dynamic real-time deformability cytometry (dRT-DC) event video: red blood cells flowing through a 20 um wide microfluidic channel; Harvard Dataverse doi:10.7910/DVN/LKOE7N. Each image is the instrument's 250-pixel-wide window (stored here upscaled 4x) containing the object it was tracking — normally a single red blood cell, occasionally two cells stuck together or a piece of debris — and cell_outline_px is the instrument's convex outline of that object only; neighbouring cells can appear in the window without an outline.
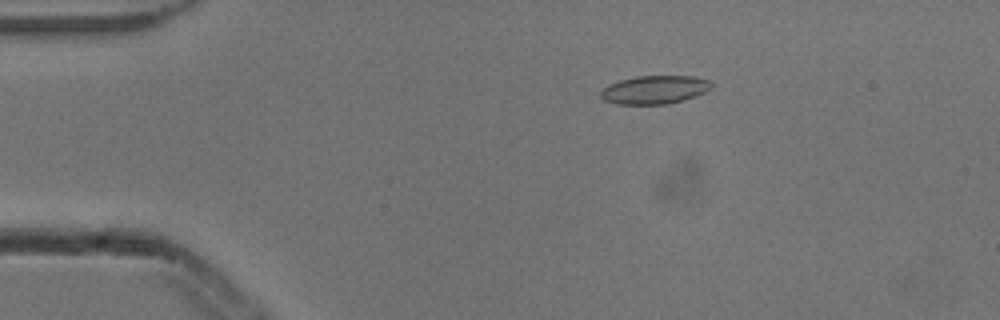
{"species": "common noctule bat (a hibernating species)", "species_latin": "Nyctalus noctula", "temperature_condition": "cold", "stored_images_in_passage": 6, "camera_frame_rate_fps": 3000, "um_per_image_px": 0.085, "animal": {"sex": "male", "body_mass_g": 13.3}, "frame": {"image": 1, "passage_image": 1, "time_ms": 0.0, "image_size_px": [1000, 320], "cell_outline_px": [[712, 88], [696, 96], [668, 104], [616, 104], [604, 100], [600, 96], [600, 92], [608, 84], [620, 80], [636, 76], [692, 76], [708, 80], [712, 84]], "centroid_in_image_um": [55.62, 7.63], "position_along_channel_um": 29.4, "area_um2": 18.26}}
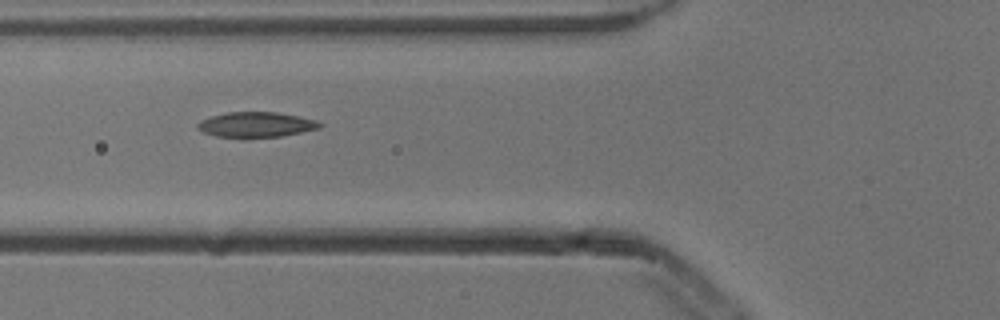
{"frame": {"image": 2, "passage_image": 4, "time_ms": 1.0, "image_size_px": [1000, 320], "cell_outline_px": [[324, 124], [320, 128], [280, 136], [248, 140], [244, 140], [216, 136], [204, 132], [196, 128], [196, 124], [200, 120], [212, 116], [228, 112], [276, 112], [316, 120]], "centroid_in_image_um": [21.72, 10.63], "position_along_channel_um": 104.1, "area_um2": 18.44}}
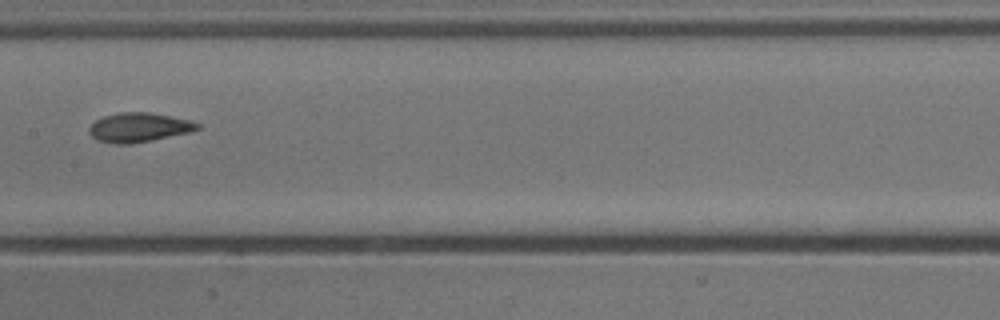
{"frame": {"image": 3, "passage_image": 6, "time_ms": 1.667, "image_size_px": [1000, 320], "cell_outline_px": [[200, 128], [188, 132], [152, 140], [132, 144], [116, 144], [96, 140], [88, 132], [88, 128], [96, 120], [104, 116], [120, 112], [148, 112], [172, 116], [192, 120], [200, 124]], "centroid_in_image_um": [11.8, 10.83], "position_along_channel_um": 195.6, "area_um2": 18.5}}